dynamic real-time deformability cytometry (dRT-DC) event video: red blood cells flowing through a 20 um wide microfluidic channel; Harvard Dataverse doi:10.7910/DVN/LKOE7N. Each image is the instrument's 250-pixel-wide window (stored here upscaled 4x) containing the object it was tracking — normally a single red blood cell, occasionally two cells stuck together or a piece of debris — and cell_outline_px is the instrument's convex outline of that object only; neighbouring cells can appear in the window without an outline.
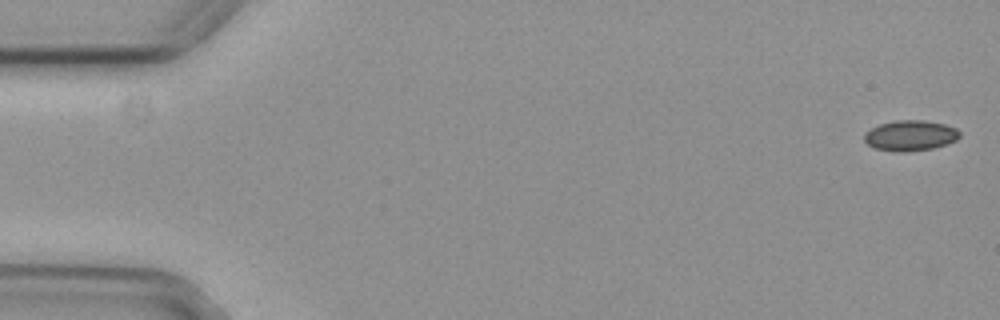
{"species": "common noctule bat (a hibernating species)", "species_latin": "Nyctalus noctula", "temperature_condition": "cold", "stored_images_in_passage": 5, "camera_frame_rate_fps": 3000, "um_per_image_px": 0.085, "animal": {"sex": "female", "body_mass_g": 29.2, "forearm_length_mm": 56.3}, "frame": {"image": 1, "passage_image": 1, "time_ms": 0.0, "image_size_px": [1000, 320], "cell_outline_px": [[960, 136], [956, 140], [932, 148], [904, 152], [896, 152], [876, 148], [868, 144], [864, 140], [864, 132], [880, 124], [896, 120], [924, 120], [944, 124], [956, 128], [960, 132]], "centroid_in_image_um": [77.36, 11.51], "position_along_channel_um": 7.6, "area_um2": 16.82}}